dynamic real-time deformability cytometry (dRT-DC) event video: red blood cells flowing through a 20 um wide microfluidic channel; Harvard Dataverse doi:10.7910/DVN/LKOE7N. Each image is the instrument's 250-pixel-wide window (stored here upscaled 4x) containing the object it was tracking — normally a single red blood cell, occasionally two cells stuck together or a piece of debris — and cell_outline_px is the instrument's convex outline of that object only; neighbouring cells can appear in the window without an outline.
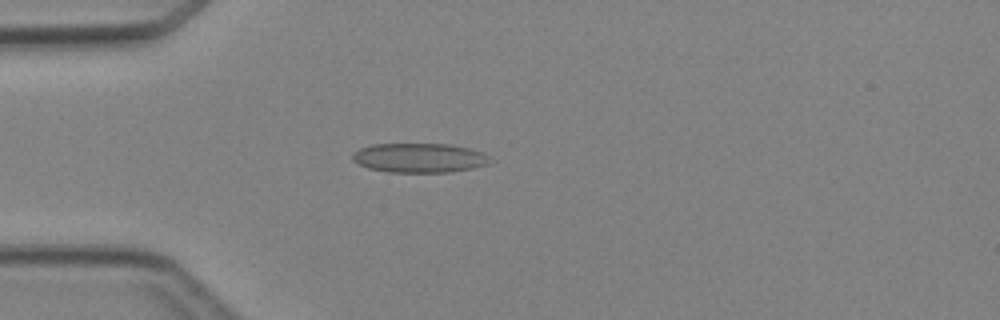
{"species": "Egyptian fruit bat (a non-hibernating species)", "species_latin": "Rousettus aegyptiacus", "temperature_condition": "cold", "stored_images_in_passage": 1, "camera_frame_rate_fps": 3000, "um_per_image_px": 0.085, "animal": {"sex": "female"}, "frame": {"image": 1, "passage_image": 1, "time_ms": 0.0, "image_size_px": [1000, 320], "cell_outline_px": [[496, 160], [488, 164], [472, 168], [448, 172], [388, 172], [368, 168], [352, 160], [352, 152], [360, 148], [372, 144], [448, 144], [468, 148], [484, 152]], "centroid_in_image_um": [35.68, 13.41], "position_along_channel_um": 49.3, "area_um2": 23.76}}